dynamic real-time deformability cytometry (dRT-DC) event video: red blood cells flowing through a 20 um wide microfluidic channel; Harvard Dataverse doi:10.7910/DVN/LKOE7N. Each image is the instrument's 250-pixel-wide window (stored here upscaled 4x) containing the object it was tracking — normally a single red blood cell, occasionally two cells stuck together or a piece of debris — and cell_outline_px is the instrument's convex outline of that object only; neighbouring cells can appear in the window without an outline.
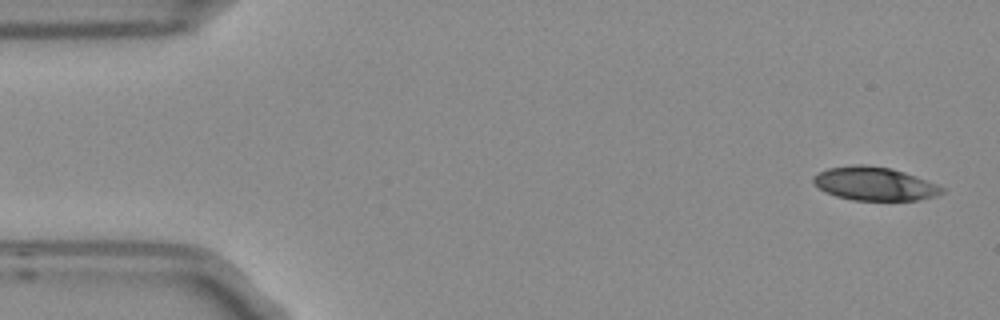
{"species": "Egyptian fruit bat (a non-hibernating species)", "species_latin": "Rousettus aegyptiacus", "temperature_condition": "room temperature", "stored_images_in_passage": 5, "camera_frame_rate_fps": 3000, "um_per_image_px": 0.085, "frame": {"image": 1, "passage_image": 1, "time_ms": 0.0, "image_size_px": [1000, 320], "cell_outline_px": [[944, 192], [936, 196], [920, 200], [852, 200], [836, 196], [824, 192], [812, 184], [812, 176], [828, 168], [856, 164], [864, 164], [892, 168], [904, 172], [936, 184], [944, 188]], "centroid_in_image_um": [74.29, 15.62], "position_along_channel_um": 10.7, "area_um2": 25.2}}
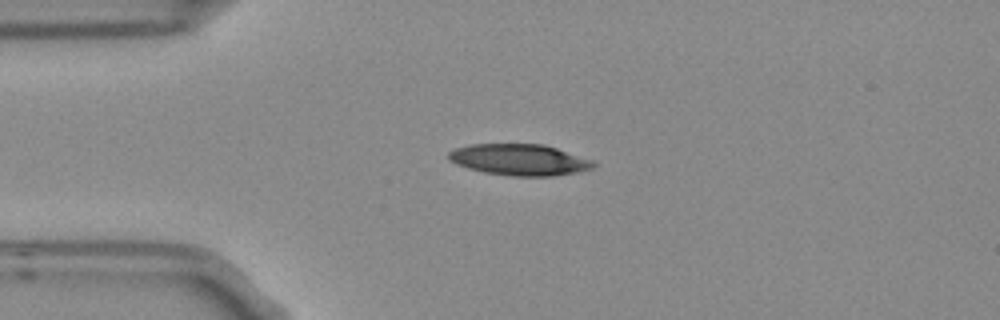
{"frame": {"image": 2, "passage_image": 4, "time_ms": 1.0, "image_size_px": [1000, 320], "cell_outline_px": [[596, 164], [592, 168], [576, 172], [552, 176], [512, 176], [484, 172], [468, 168], [456, 164], [448, 160], [448, 152], [456, 148], [468, 144], [544, 144], [592, 160]], "centroid_in_image_um": [44.11, 13.57], "position_along_channel_um": 40.9, "area_um2": 26.3}}